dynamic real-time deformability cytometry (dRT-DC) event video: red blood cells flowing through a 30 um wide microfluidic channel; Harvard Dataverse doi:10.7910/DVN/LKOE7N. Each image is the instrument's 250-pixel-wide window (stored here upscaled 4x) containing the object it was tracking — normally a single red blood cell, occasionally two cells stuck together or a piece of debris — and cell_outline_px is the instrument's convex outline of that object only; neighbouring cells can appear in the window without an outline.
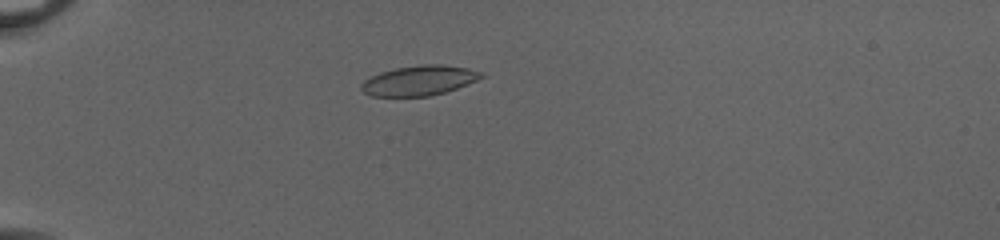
{"species": "common noctule bat (a hibernating species)", "species_latin": "Nyctalus noctula", "temperature_condition": "cold", "stored_images_in_passage": 50, "camera_frame_rate_fps": 3000, "um_per_image_px": 0.085, "animal": {"sex": "female", "body_mass_g": 20.0, "forearm_length_mm": 54.0}, "frame": {"image": 1, "passage_image": 14, "time_ms": 4.333, "image_size_px": [1000, 240], "cell_outline_px": [[484, 76], [476, 80], [456, 88], [444, 92], [428, 96], [372, 96], [364, 92], [360, 88], [360, 84], [364, 80], [380, 72], [396, 68], [420, 64], [440, 64], [468, 68], [484, 72]], "centroid_in_image_um": [35.62, 6.83], "position_along_channel_um": 49.4, "area_um2": 20.81}}
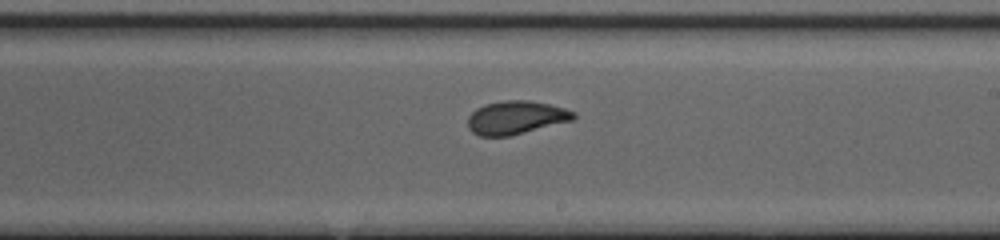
{"frame": {"image": 2, "passage_image": 31, "time_ms": 10.0, "image_size_px": [1000, 240], "cell_outline_px": [[576, 116], [572, 120], [512, 136], [480, 136], [472, 132], [468, 128], [468, 116], [476, 108], [484, 104], [504, 100], [528, 100], [548, 104], [564, 108], [576, 112]], "centroid_in_image_um": [43.84, 9.99], "position_along_channel_um": 245.2, "area_um2": 20.63}}
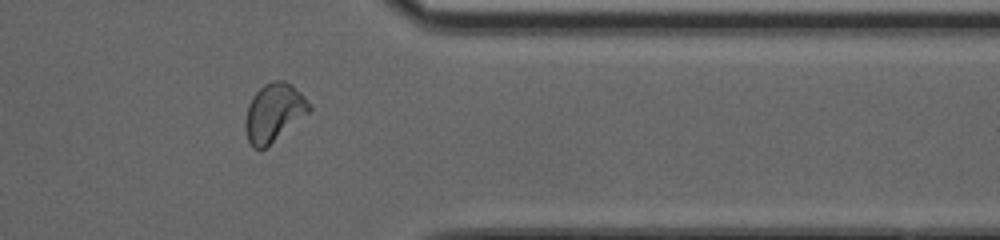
{"frame": {"image": 3, "passage_image": 42, "time_ms": 13.667, "image_size_px": [1000, 240], "cell_outline_px": [[312, 108], [308, 112], [264, 148], [252, 148], [248, 140], [244, 128], [244, 120], [248, 104], [252, 96], [264, 84], [272, 80], [284, 80], [292, 84], [304, 96]], "centroid_in_image_um": [23.23, 9.53], "position_along_channel_um": 388.2, "area_um2": 21.33}, "authors_computed_cell_mechanics": {"area_um2": 20.9236, "velocity_mm_per_s": 4.0484, "shape_relaxation_time_tau1_ms": 4.482, "shape_relaxation_time_tau2_ms": 0.7482, "deformation_change_tau1": 0.1595, "deformation_change_tau2": 0.0425}}